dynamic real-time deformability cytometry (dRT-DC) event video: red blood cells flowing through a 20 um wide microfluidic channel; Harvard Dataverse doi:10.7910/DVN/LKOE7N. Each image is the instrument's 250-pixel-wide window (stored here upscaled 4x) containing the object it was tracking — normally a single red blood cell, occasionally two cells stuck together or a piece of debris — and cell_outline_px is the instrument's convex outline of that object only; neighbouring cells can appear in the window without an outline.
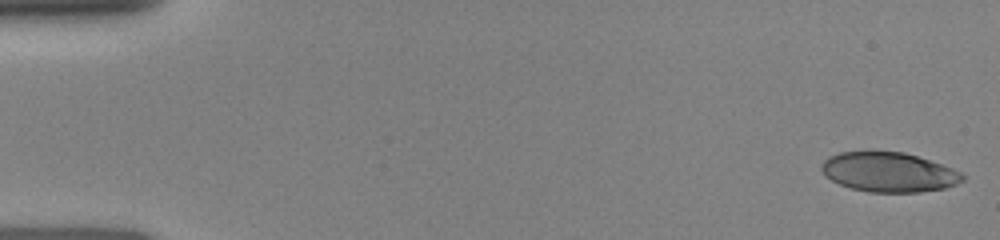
{"species": "human", "species_latin": "Homo sapiens", "temperature_condition": "room temperature", "stored_images_in_passage": 92, "camera_frame_rate_fps": 3000, "um_per_image_px": 0.085, "donor": {"sex": "female"}, "frame": {"image": 1, "passage_image": 1, "time_ms": 0.0, "image_size_px": [1000, 240], "cell_outline_px": [[964, 180], [956, 184], [944, 188], [920, 192], [868, 192], [852, 188], [840, 184], [832, 180], [820, 168], [824, 160], [828, 156], [840, 152], [904, 152], [952, 168], [960, 172], [964, 176]], "centroid_in_image_um": [75.55, 14.64], "position_along_channel_um": 9.5, "area_um2": 32.14}}
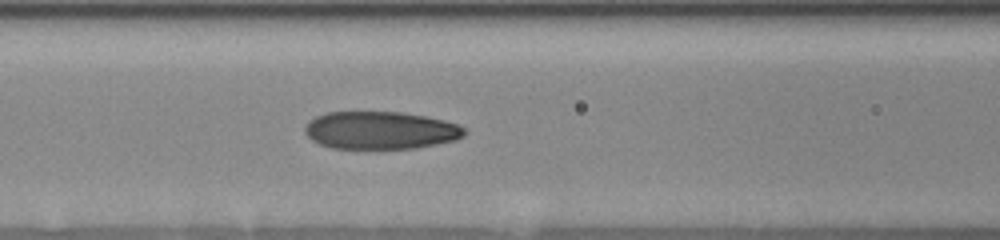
{"frame": {"image": 2, "passage_image": 34, "time_ms": 6.333, "image_size_px": [1000, 240], "cell_outline_px": [[468, 132], [464, 136], [456, 140], [416, 148], [332, 148], [320, 144], [312, 140], [304, 132], [304, 128], [316, 116], [328, 112], [404, 112], [428, 116], [444, 120], [456, 124], [464, 128]], "centroid_in_image_um": [32.38, 11.07], "position_along_channel_um": 134.2, "area_um2": 35.03}}
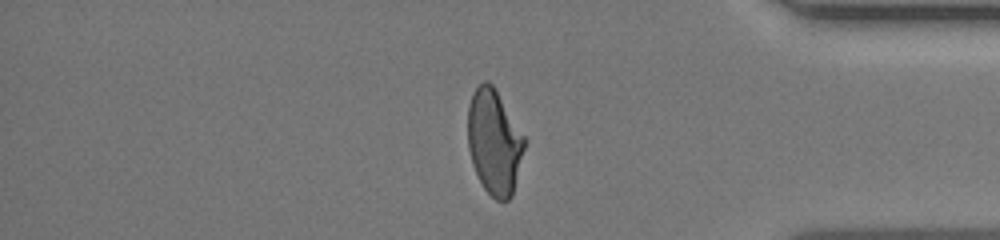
{"frame": {"image": 3, "passage_image": 76, "time_ms": 13.0, "image_size_px": [1000, 240], "cell_outline_px": [[524, 148], [512, 196], [508, 200], [496, 200], [484, 188], [472, 164], [468, 148], [468, 108], [472, 92], [484, 80], [488, 80], [496, 88], [524, 136]], "centroid_in_image_um": [41.99, 12.04], "position_along_channel_um": 393.2, "area_um2": 34.39}}